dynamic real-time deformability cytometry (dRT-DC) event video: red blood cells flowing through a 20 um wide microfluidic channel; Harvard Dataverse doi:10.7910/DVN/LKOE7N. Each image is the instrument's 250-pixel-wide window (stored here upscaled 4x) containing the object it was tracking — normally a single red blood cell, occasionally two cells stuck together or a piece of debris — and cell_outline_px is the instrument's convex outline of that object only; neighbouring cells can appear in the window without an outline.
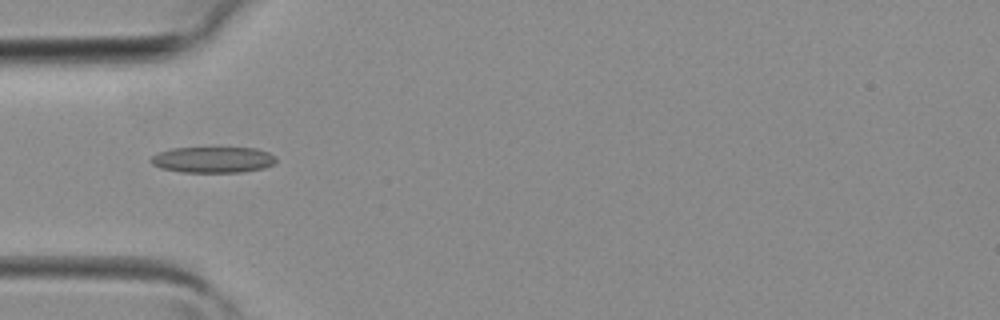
{"species": "common noctule bat (a hibernating species)", "species_latin": "Nyctalus noctula", "temperature_condition": "room temperature", "stored_images_in_passage": 2, "camera_frame_rate_fps": 3000, "um_per_image_px": 0.085, "animal": {"sex": "female", "body_mass_g": 19.3, "forearm_length_mm": 54.1}, "frame": {"image": 1, "passage_image": 1, "time_ms": 0.0, "image_size_px": [1000, 320], "cell_outline_px": [[276, 160], [272, 164], [264, 168], [240, 172], [184, 172], [160, 168], [152, 164], [148, 160], [152, 156], [160, 152], [172, 148], [256, 148], [268, 152], [276, 156]], "centroid_in_image_um": [18.09, 13.57], "position_along_channel_um": 66.9, "area_um2": 18.9}}
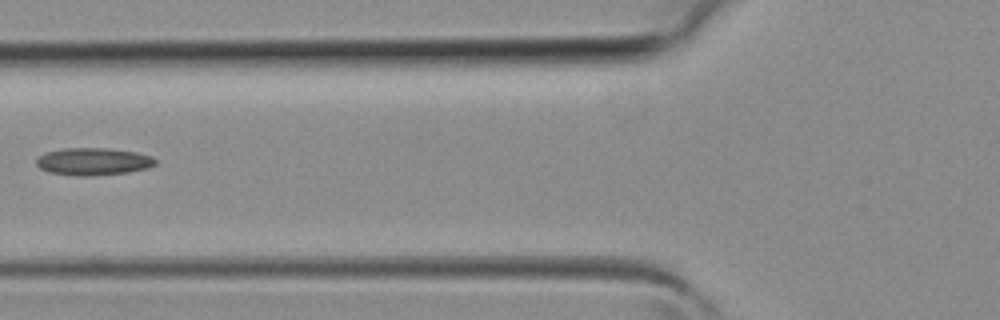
{"frame": {"image": 2, "passage_image": 2, "time_ms": 0.333, "image_size_px": [1000, 320], "cell_outline_px": [[156, 164], [148, 168], [128, 172], [88, 176], [76, 176], [48, 172], [40, 168], [36, 164], [36, 160], [44, 152], [64, 148], [108, 148], [136, 152], [152, 156], [156, 160]], "centroid_in_image_um": [7.92, 13.73], "position_along_channel_um": 117.9, "area_um2": 19.07}}